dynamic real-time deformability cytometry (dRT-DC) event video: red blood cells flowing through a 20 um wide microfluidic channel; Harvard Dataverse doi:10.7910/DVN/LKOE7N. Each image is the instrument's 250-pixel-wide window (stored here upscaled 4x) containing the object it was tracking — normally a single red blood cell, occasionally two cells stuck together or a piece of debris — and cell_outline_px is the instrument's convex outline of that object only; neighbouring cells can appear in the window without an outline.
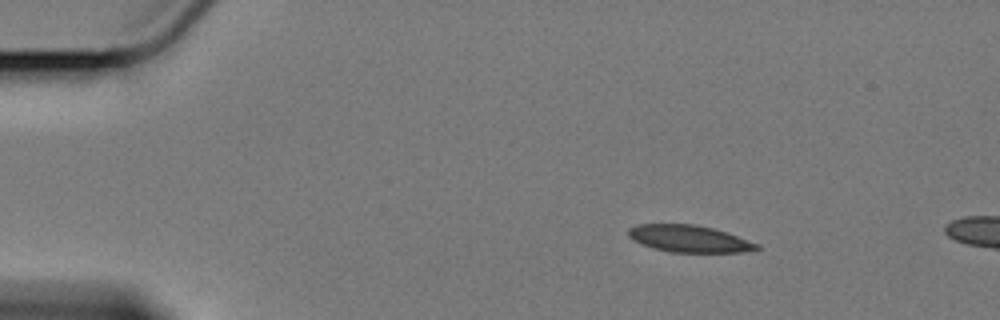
{"species": "Egyptian fruit bat (a non-hibernating species)", "species_latin": "Rousettus aegyptiacus", "temperature_condition": "cold", "stored_images_in_passage": 51, "camera_frame_rate_fps": 3000, "um_per_image_px": 0.085, "animal": {"sex": "female"}, "frame": {"image": 1, "passage_image": 1, "time_ms": 0.0, "image_size_px": [1000, 320], "cell_outline_px": [[760, 248], [740, 252], [672, 252], [652, 248], [628, 236], [628, 228], [636, 224], [692, 224], [712, 228], [760, 244]], "centroid_in_image_um": [58.55, 20.29], "position_along_channel_um": 26.4, "area_um2": 19.83}}
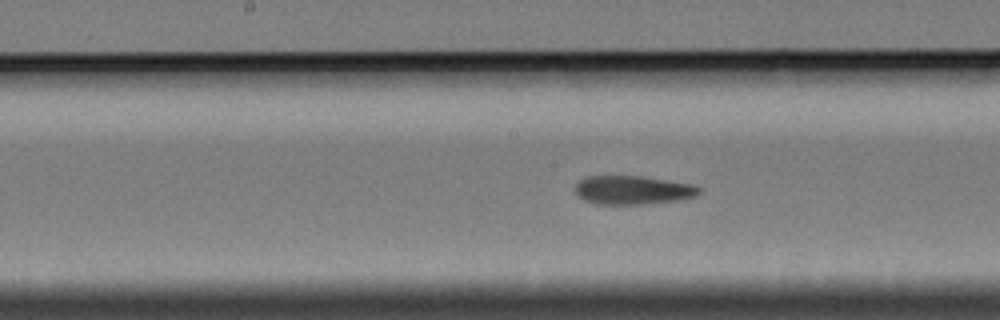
{"frame": {"image": 2, "passage_image": 22, "time_ms": 7.0, "image_size_px": [1000, 320], "cell_outline_px": [[704, 188], [696, 196], [680, 200], [644, 204], [596, 204], [584, 200], [576, 196], [576, 184], [584, 176], [640, 176], [692, 184]], "centroid_in_image_um": [53.79, 16.16], "position_along_channel_um": 194.4, "area_um2": 20.87}}
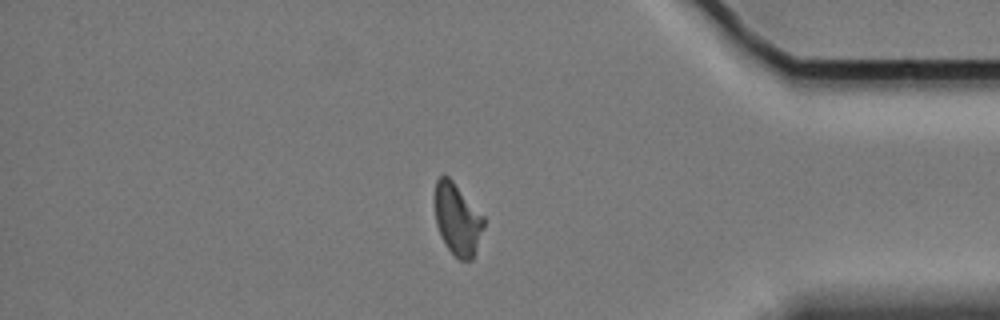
{"frame": {"image": 3, "passage_image": 42, "time_ms": 13.667, "image_size_px": [1000, 320], "cell_outline_px": [[484, 228], [472, 260], [460, 260], [448, 248], [440, 236], [436, 224], [436, 180], [444, 172], [452, 180], [484, 216]], "centroid_in_image_um": [38.89, 18.63], "position_along_channel_um": 396.3, "area_um2": 20.23}, "authors_computed_cell_mechanics": {"area_um2": 20.6346, "velocity_mm_per_s": 3.3969, "shape_relaxation_time_tau1_ms": null, "shape_relaxation_time_tau2_ms": 5.3849, "deformation_change_tau1": null, "deformation_change_tau2": 0.1254}}